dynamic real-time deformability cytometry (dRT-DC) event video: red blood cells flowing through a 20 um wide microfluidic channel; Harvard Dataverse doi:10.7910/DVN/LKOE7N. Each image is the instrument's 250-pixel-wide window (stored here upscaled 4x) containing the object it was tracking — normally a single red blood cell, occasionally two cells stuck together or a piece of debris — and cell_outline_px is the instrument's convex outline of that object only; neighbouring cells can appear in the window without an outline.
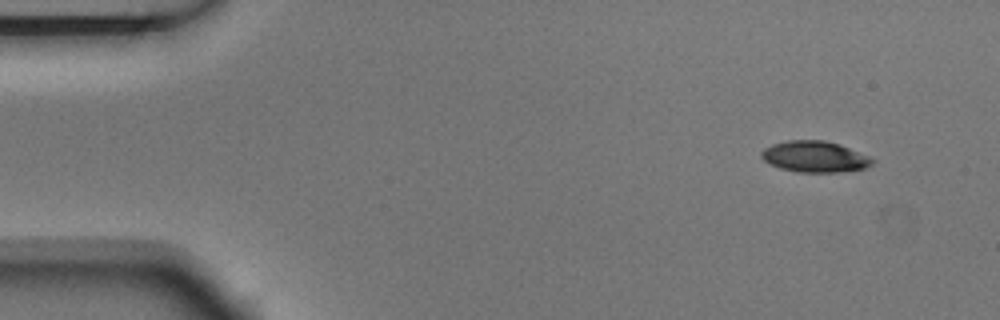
{"species": "Egyptian fruit bat (a non-hibernating species)", "species_latin": "Rousettus aegyptiacus", "temperature_condition": "room temperature", "stored_images_in_passage": 5, "camera_frame_rate_fps": 3000, "um_per_image_px": 0.085, "animal": {"sex": "male"}, "frame": {"image": 1, "passage_image": 1, "time_ms": 0.0, "image_size_px": [1000, 320], "cell_outline_px": [[876, 160], [872, 164], [864, 168], [836, 172], [796, 172], [780, 168], [768, 164], [760, 156], [760, 152], [764, 148], [772, 144], [788, 140], [824, 140], [840, 144], [868, 156]], "centroid_in_image_um": [69.21, 13.31], "position_along_channel_um": 15.8, "area_um2": 20.17}}
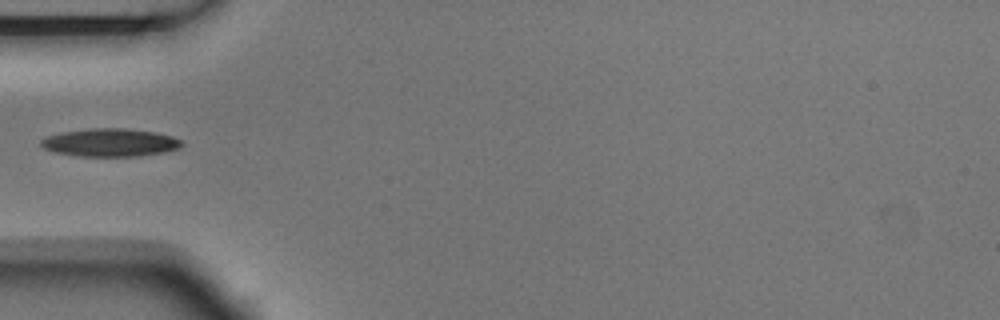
{"frame": {"image": 2, "passage_image": 4, "time_ms": 1.0, "image_size_px": [1000, 320], "cell_outline_px": [[184, 144], [180, 148], [164, 152], [140, 156], [76, 156], [56, 152], [44, 148], [40, 144], [40, 140], [44, 136], [64, 132], [92, 128], [124, 128], [152, 132], [172, 136], [180, 140]], "centroid_in_image_um": [9.35, 12.12], "position_along_channel_um": 75.6, "area_um2": 22.89}}
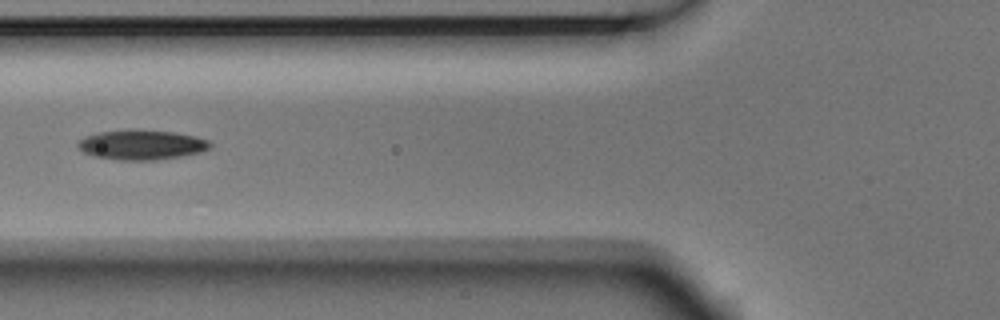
{"frame": {"image": 3, "passage_image": 5, "time_ms": 1.333, "image_size_px": [1000, 320], "cell_outline_px": [[212, 144], [208, 148], [200, 152], [180, 156], [156, 160], [120, 160], [92, 156], [84, 152], [76, 144], [80, 140], [88, 136], [100, 132], [128, 128], [132, 128], [172, 132], [196, 136], [208, 140]], "centroid_in_image_um": [12.03, 12.29], "position_along_channel_um": 113.8, "area_um2": 23.0}}